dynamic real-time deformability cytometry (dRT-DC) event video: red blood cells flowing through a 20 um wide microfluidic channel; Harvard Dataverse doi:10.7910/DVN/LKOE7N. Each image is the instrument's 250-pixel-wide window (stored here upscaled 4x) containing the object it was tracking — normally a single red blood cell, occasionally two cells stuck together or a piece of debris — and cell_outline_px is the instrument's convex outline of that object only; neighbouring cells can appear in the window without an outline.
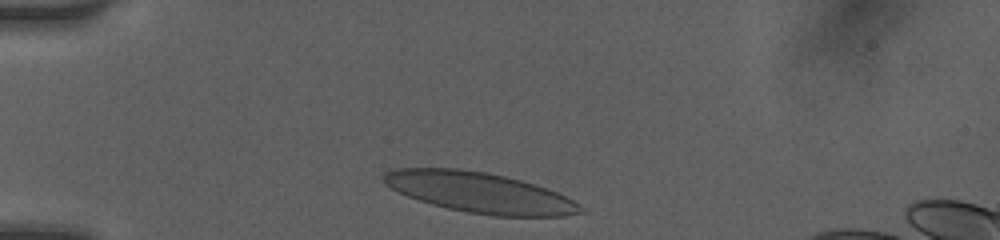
{"species": "human", "species_latin": "Homo sapiens", "temperature_condition": "room temperature", "stored_images_in_passage": 10, "camera_frame_rate_fps": 3000, "um_per_image_px": 0.085, "donor": {"sex": "female"}, "frame": {"image": 1, "passage_image": 3, "time_ms": 0.333, "image_size_px": [1000, 240], "cell_outline_px": [[588, 212], [560, 216], [492, 216], [468, 212], [448, 208], [432, 204], [408, 196], [384, 184], [380, 180], [380, 176], [384, 172], [396, 168], [456, 168], [484, 172], [504, 176], [536, 184], [556, 192], [572, 200]], "centroid_in_image_um": [40.73, 16.36], "position_along_channel_um": 44.3, "area_um2": 46.18}}